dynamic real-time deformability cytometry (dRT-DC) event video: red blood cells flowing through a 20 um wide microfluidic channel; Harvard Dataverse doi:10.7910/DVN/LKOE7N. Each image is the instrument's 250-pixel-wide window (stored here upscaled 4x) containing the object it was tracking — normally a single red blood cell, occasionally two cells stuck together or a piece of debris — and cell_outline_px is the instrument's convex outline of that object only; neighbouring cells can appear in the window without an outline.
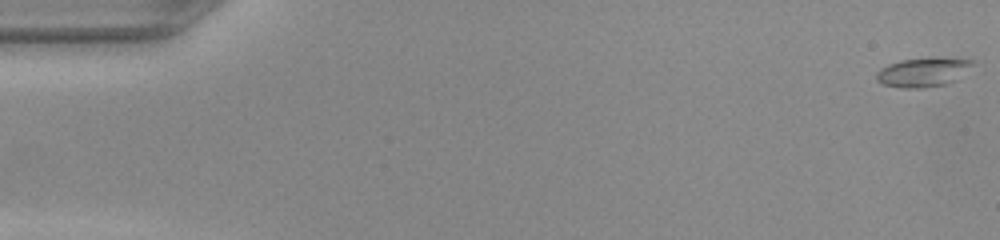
{"species": "common noctule bat (a hibernating species)", "species_latin": "Nyctalus noctula", "temperature_condition": "warm", "stored_images_in_passage": 51, "segment_of_instrument_passage": [1, 2], "camera_frame_rate_fps": 3000, "um_per_image_px": 0.085, "animal": {"sex": "female", "body_mass_g": 22.0, "forearm_length_mm": 56.7}, "frame": {"image": 1, "passage_image": 1, "time_ms": 0.0, "image_size_px": [1000, 240], "cell_outline_px": [[976, 60], [972, 64], [952, 80], [944, 84], [920, 88], [900, 88], [884, 84], [876, 80], [876, 72], [880, 68], [888, 64], [900, 60], [932, 56], [936, 56]], "centroid_in_image_um": [78.38, 6.1], "position_along_channel_um": 6.6, "area_um2": 16.24}}
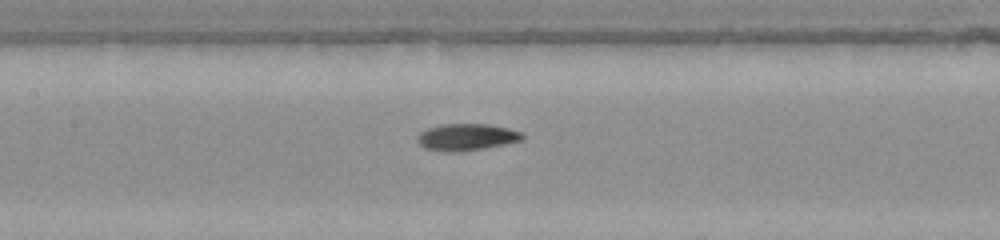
{"frame": {"image": 2, "passage_image": 24, "time_ms": 7.667, "image_size_px": [1000, 240], "cell_outline_px": [[524, 140], [484, 148], [460, 152], [448, 152], [424, 148], [416, 140], [416, 136], [420, 132], [428, 128], [444, 124], [488, 124], [508, 128], [524, 132]], "centroid_in_image_um": [39.67, 11.65], "position_along_channel_um": 167.7, "area_um2": 16.53}}
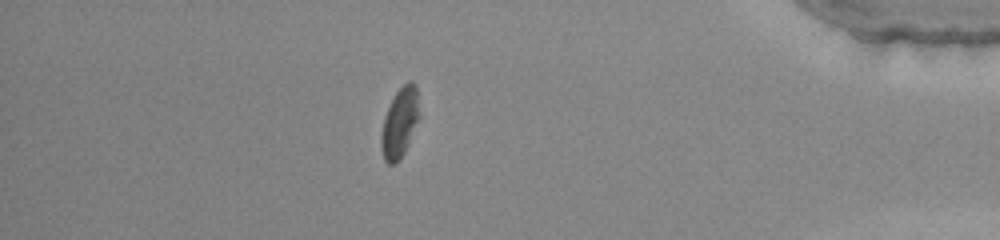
{"frame": {"image": 3, "passage_image": 44, "time_ms": 14.333, "image_size_px": [1000, 240], "cell_outline_px": [[420, 116], [408, 144], [404, 152], [392, 164], [388, 164], [384, 160], [380, 148], [380, 136], [384, 116], [396, 92], [408, 80], [412, 80], [416, 84]], "centroid_in_image_um": [33.97, 10.4], "position_along_channel_um": 401.2, "area_um2": 15.43}}